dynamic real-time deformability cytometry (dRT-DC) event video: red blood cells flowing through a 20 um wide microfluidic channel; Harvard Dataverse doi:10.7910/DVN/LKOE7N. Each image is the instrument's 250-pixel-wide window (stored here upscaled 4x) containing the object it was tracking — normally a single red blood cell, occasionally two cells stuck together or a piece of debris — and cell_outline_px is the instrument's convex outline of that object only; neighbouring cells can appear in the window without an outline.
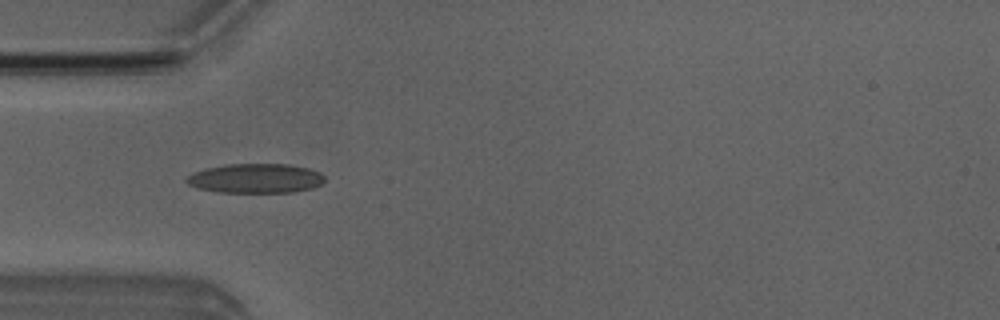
{"species": "Egyptian fruit bat (a non-hibernating species)", "species_latin": "Rousettus aegyptiacus", "temperature_condition": "room temperature", "stored_images_in_passage": 8, "camera_frame_rate_fps": 3000, "um_per_image_px": 0.085, "animal": {"sex": "male"}, "frame": {"image": 1, "passage_image": 4, "time_ms": 4.333, "image_size_px": [1000, 320], "cell_outline_px": [[324, 180], [320, 184], [312, 188], [292, 192], [216, 192], [200, 188], [188, 184], [184, 180], [192, 172], [204, 168], [224, 164], [288, 164], [308, 168], [320, 172], [324, 176]], "centroid_in_image_um": [21.7, 15.15], "position_along_channel_um": 63.3, "area_um2": 23.76}}
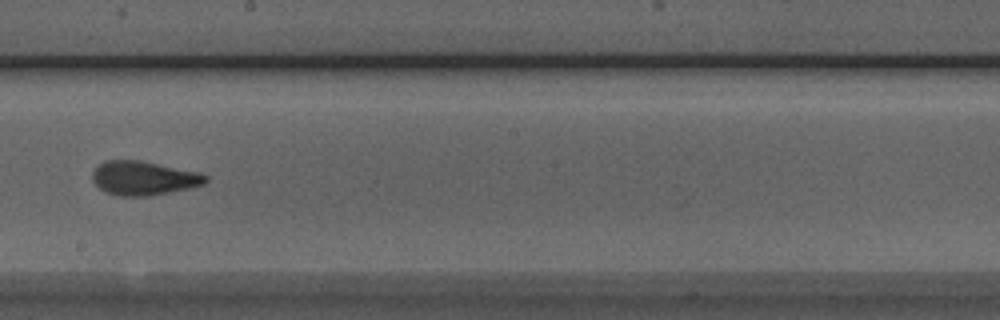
{"frame": {"image": 2, "passage_image": 8, "time_ms": 8.667, "image_size_px": [1000, 320], "cell_outline_px": [[208, 180], [204, 184], [188, 188], [148, 196], [120, 196], [104, 192], [92, 180], [92, 172], [100, 164], [108, 160], [140, 160], [200, 172], [208, 176]], "centroid_in_image_um": [12.22, 15.14], "position_along_channel_um": 236.0, "area_um2": 22.37}}